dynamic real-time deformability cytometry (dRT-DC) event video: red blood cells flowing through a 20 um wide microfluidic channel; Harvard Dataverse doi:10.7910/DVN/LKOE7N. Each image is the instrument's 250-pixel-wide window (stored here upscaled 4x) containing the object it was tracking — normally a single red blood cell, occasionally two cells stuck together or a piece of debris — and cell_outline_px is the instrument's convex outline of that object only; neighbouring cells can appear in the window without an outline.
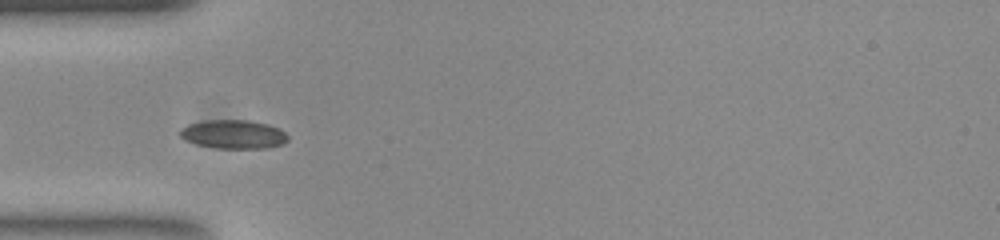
{"species": "common noctule bat (a hibernating species)", "species_latin": "Nyctalus noctula", "temperature_condition": "room temperature", "stored_images_in_passage": 39, "camera_frame_rate_fps": 3000, "um_per_image_px": 0.085, "animal": {"sex": "female", "body_mass_g": 23.0, "forearm_length_mm": 53.4}, "frame": {"image": 1, "passage_image": 2, "time_ms": 0.333, "image_size_px": [1000, 240], "cell_outline_px": [[288, 140], [284, 144], [268, 148], [216, 148], [196, 144], [184, 140], [180, 136], [180, 128], [188, 124], [204, 120], [248, 120], [268, 124], [280, 128], [288, 136]], "centroid_in_image_um": [19.85, 11.41], "position_along_channel_um": 65.2, "area_um2": 18.26}}
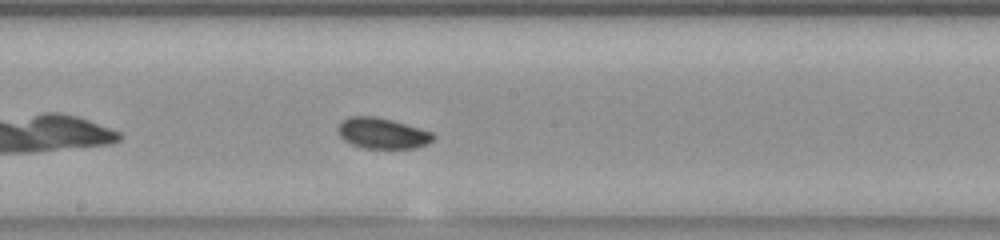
{"frame": {"image": 2, "passage_image": 14, "time_ms": 4.333, "image_size_px": [1000, 240], "cell_outline_px": [[436, 136], [432, 140], [416, 148], [364, 148], [352, 144], [344, 140], [340, 136], [336, 128], [340, 120], [348, 116], [376, 116], [392, 120], [432, 132]], "centroid_in_image_um": [32.44, 11.31], "position_along_channel_um": 215.8, "area_um2": 17.11}}
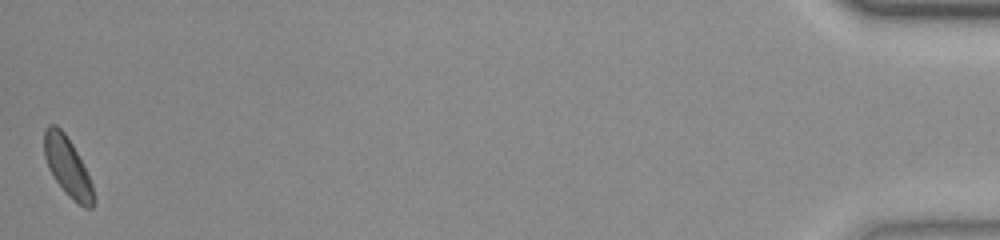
{"frame": {"image": 3, "passage_image": 39, "time_ms": 12.667, "image_size_px": [1000, 240], "cell_outline_px": [[96, 200], [92, 208], [84, 208], [68, 196], [64, 192], [52, 176], [48, 168], [44, 156], [44, 128], [48, 124], [56, 124], [64, 132], [72, 144], [92, 184]], "centroid_in_image_um": [5.72, 14.19], "position_along_channel_um": 429.5, "area_um2": 17.05}, "authors_computed_cell_mechanics": {"area_um2": 16.8198, "velocity_mm_per_s": 3.7694, "shape_relaxation_time_tau1_ms": 2.1685, "shape_relaxation_time_tau2_ms": 4.2433, "deformation_change_tau1": 0.0866, "deformation_change_tau2": 0.0839}}